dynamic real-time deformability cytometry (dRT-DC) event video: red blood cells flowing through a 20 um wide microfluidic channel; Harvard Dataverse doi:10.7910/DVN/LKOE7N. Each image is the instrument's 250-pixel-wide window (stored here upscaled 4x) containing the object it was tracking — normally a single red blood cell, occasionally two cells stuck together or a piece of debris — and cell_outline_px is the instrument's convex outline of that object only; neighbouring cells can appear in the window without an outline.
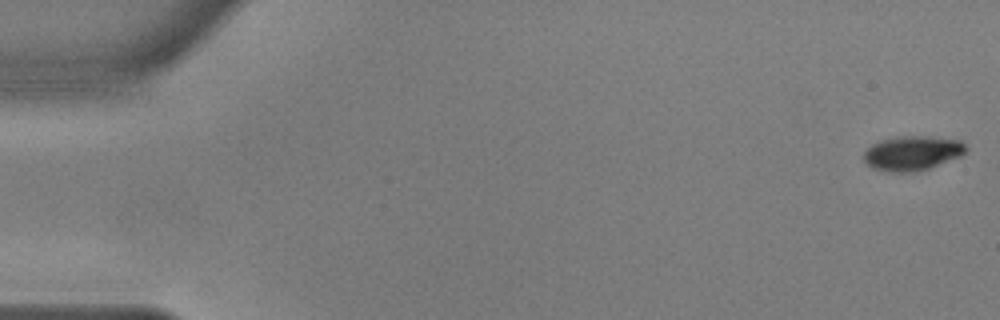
{"species": "common noctule bat (a hibernating species)", "species_latin": "Nyctalus noctula", "temperature_condition": "warm", "stored_images_in_passage": 56, "camera_frame_rate_fps": 3000, "um_per_image_px": 0.085, "animal": {"sex": "male", "body_mass_g": 17.9, "forearm_length_mm": 54.2}, "frame": {"image": 1, "passage_image": 1, "time_ms": 0.0, "image_size_px": [1000, 320], "cell_outline_px": [[968, 148], [960, 156], [928, 168], [912, 172], [888, 172], [872, 168], [864, 160], [864, 152], [872, 144], [880, 140], [896, 136], [928, 136], [960, 140]], "centroid_in_image_um": [77.52, 13.0], "position_along_channel_um": 7.5, "area_um2": 20.46}}
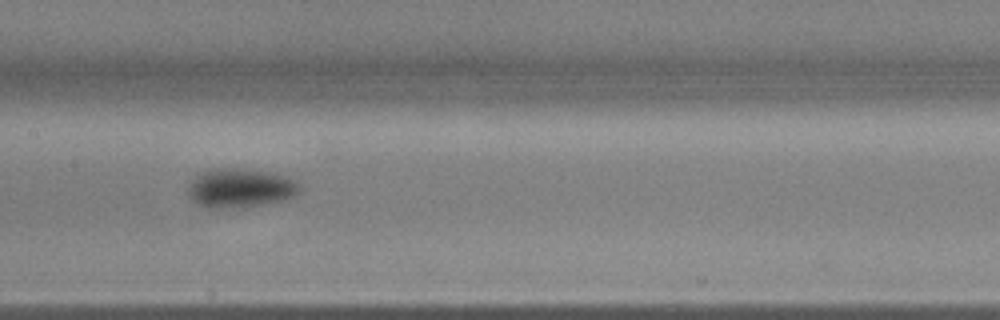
{"frame": {"image": 2, "passage_image": 28, "time_ms": 9.0, "image_size_px": [1000, 320], "cell_outline_px": [[304, 188], [300, 192], [292, 196], [280, 200], [260, 204], [232, 208], [208, 208], [192, 200], [188, 196], [188, 188], [192, 180], [200, 172], [212, 168], [236, 168], [268, 172], [296, 180]], "centroid_in_image_um": [20.4, 15.97], "position_along_channel_um": 187.0, "area_um2": 25.2}}
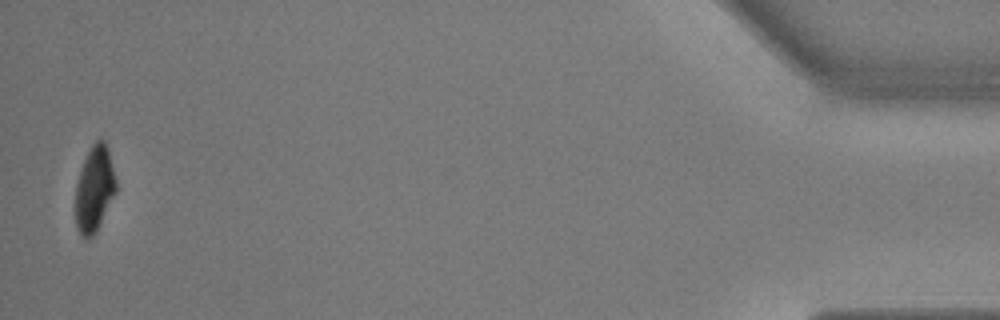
{"frame": {"image": 3, "passage_image": 55, "time_ms": 18.0, "image_size_px": [1000, 320], "cell_outline_px": [[116, 192], [96, 232], [88, 240], [84, 240], [80, 236], [76, 228], [76, 184], [84, 160], [92, 144], [96, 140], [104, 140], [108, 148], [116, 180]], "centroid_in_image_um": [8.02, 16.11], "position_along_channel_um": 427.2, "area_um2": 20.23}, "authors_computed_cell_mechanics": {"area_um2": 22.9466, "velocity_mm_per_s": 3.625, "shape_relaxation_time_tau1_ms": 2.3011, "shape_relaxation_time_tau2_ms": null, "deformation_change_tau1": 0.1396, "deformation_change_tau2": null}}